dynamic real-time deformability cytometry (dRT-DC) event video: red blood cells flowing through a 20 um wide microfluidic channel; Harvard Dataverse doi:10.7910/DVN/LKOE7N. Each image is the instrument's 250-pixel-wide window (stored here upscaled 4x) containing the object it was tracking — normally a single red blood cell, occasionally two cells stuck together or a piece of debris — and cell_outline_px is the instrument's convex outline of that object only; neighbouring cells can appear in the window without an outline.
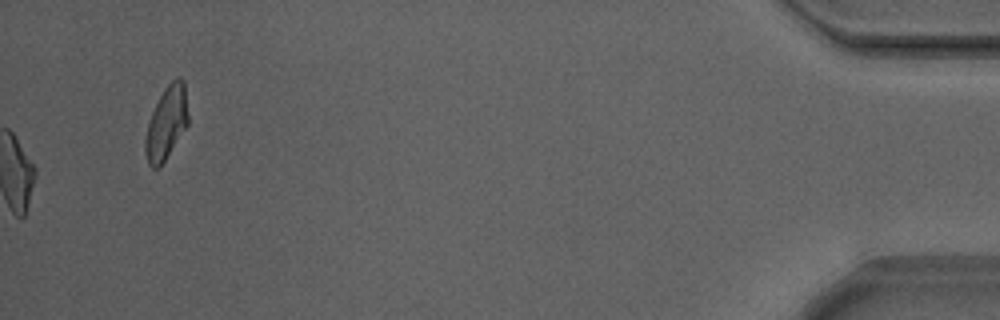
{"species": "Egyptian fruit bat (a non-hibernating species)", "species_latin": "Rousettus aegyptiacus", "temperature_condition": "warm", "stored_images_in_passage": 38, "camera_frame_rate_fps": 3000, "um_per_image_px": 0.085, "animal": {"sex": "male"}, "frame": {"image": 1, "passage_image": 38, "time_ms": 12.333, "image_size_px": [1000, 320], "cell_outline_px": [[188, 124], [164, 160], [156, 168], [152, 168], [148, 164], [144, 152], [144, 140], [148, 120], [164, 88], [176, 76], [180, 76], [184, 80], [188, 116]], "centroid_in_image_um": [14.13, 10.41], "position_along_channel_um": 421.1, "area_um2": 18.15}, "authors_computed_cell_mechanics": {"area_um2": 17.918, "velocity_mm_per_s": 3.869, "shape_relaxation_time_tau1_ms": 3.2504, "shape_relaxation_time_tau2_ms": 1.6586, "deformation_change_tau1": 0.1544, "deformation_change_tau2": 0.0784}}